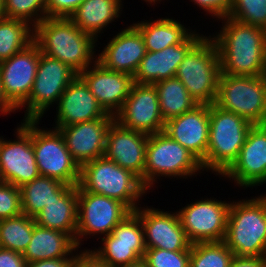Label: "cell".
<instances>
[{
  "mask_svg": "<svg viewBox=\"0 0 266 267\" xmlns=\"http://www.w3.org/2000/svg\"><path fill=\"white\" fill-rule=\"evenodd\" d=\"M212 39L218 49L221 73L259 76L266 61V30L225 17Z\"/></svg>",
  "mask_w": 266,
  "mask_h": 267,
  "instance_id": "obj_1",
  "label": "cell"
},
{
  "mask_svg": "<svg viewBox=\"0 0 266 267\" xmlns=\"http://www.w3.org/2000/svg\"><path fill=\"white\" fill-rule=\"evenodd\" d=\"M34 42L41 53L63 62L78 75L97 62V39L80 30L70 18L46 17L34 27Z\"/></svg>",
  "mask_w": 266,
  "mask_h": 267,
  "instance_id": "obj_2",
  "label": "cell"
},
{
  "mask_svg": "<svg viewBox=\"0 0 266 267\" xmlns=\"http://www.w3.org/2000/svg\"><path fill=\"white\" fill-rule=\"evenodd\" d=\"M223 242L234 256L266 257V194L231 202Z\"/></svg>",
  "mask_w": 266,
  "mask_h": 267,
  "instance_id": "obj_3",
  "label": "cell"
},
{
  "mask_svg": "<svg viewBox=\"0 0 266 267\" xmlns=\"http://www.w3.org/2000/svg\"><path fill=\"white\" fill-rule=\"evenodd\" d=\"M78 185L86 192L101 194L122 202L131 212L141 205V197L148 192L137 175L105 156L80 167Z\"/></svg>",
  "mask_w": 266,
  "mask_h": 267,
  "instance_id": "obj_4",
  "label": "cell"
},
{
  "mask_svg": "<svg viewBox=\"0 0 266 267\" xmlns=\"http://www.w3.org/2000/svg\"><path fill=\"white\" fill-rule=\"evenodd\" d=\"M209 121L206 158L201 165L203 172L211 170L222 175L237 159L253 124L235 113L219 108L215 103L209 105Z\"/></svg>",
  "mask_w": 266,
  "mask_h": 267,
  "instance_id": "obj_5",
  "label": "cell"
},
{
  "mask_svg": "<svg viewBox=\"0 0 266 267\" xmlns=\"http://www.w3.org/2000/svg\"><path fill=\"white\" fill-rule=\"evenodd\" d=\"M221 64L218 49L211 35L203 36L179 64L175 77L198 104L215 103Z\"/></svg>",
  "mask_w": 266,
  "mask_h": 267,
  "instance_id": "obj_6",
  "label": "cell"
},
{
  "mask_svg": "<svg viewBox=\"0 0 266 267\" xmlns=\"http://www.w3.org/2000/svg\"><path fill=\"white\" fill-rule=\"evenodd\" d=\"M201 162L179 142L166 133L149 135L146 144V164L144 168V187L153 188L161 177L188 178L203 173ZM188 176V177H187Z\"/></svg>",
  "mask_w": 266,
  "mask_h": 267,
  "instance_id": "obj_7",
  "label": "cell"
},
{
  "mask_svg": "<svg viewBox=\"0 0 266 267\" xmlns=\"http://www.w3.org/2000/svg\"><path fill=\"white\" fill-rule=\"evenodd\" d=\"M215 104L253 125L266 124V89L259 76L221 74Z\"/></svg>",
  "mask_w": 266,
  "mask_h": 267,
  "instance_id": "obj_8",
  "label": "cell"
},
{
  "mask_svg": "<svg viewBox=\"0 0 266 267\" xmlns=\"http://www.w3.org/2000/svg\"><path fill=\"white\" fill-rule=\"evenodd\" d=\"M40 120H31V138L35 160L41 176L77 186L80 180V166L67 149L58 129H40Z\"/></svg>",
  "mask_w": 266,
  "mask_h": 267,
  "instance_id": "obj_9",
  "label": "cell"
},
{
  "mask_svg": "<svg viewBox=\"0 0 266 267\" xmlns=\"http://www.w3.org/2000/svg\"><path fill=\"white\" fill-rule=\"evenodd\" d=\"M77 76L68 65L44 55L39 49V65L32 91L17 109L26 108L23 120H41L51 105H57L62 93Z\"/></svg>",
  "mask_w": 266,
  "mask_h": 267,
  "instance_id": "obj_10",
  "label": "cell"
},
{
  "mask_svg": "<svg viewBox=\"0 0 266 267\" xmlns=\"http://www.w3.org/2000/svg\"><path fill=\"white\" fill-rule=\"evenodd\" d=\"M130 213L122 202L101 194L86 192L78 185V220L75 236L77 247L80 248L84 241L82 239L86 236L88 238L100 234L104 237L111 234Z\"/></svg>",
  "mask_w": 266,
  "mask_h": 267,
  "instance_id": "obj_11",
  "label": "cell"
},
{
  "mask_svg": "<svg viewBox=\"0 0 266 267\" xmlns=\"http://www.w3.org/2000/svg\"><path fill=\"white\" fill-rule=\"evenodd\" d=\"M231 201L214 197L196 200L177 210L182 228L193 243L222 242L225 238Z\"/></svg>",
  "mask_w": 266,
  "mask_h": 267,
  "instance_id": "obj_12",
  "label": "cell"
},
{
  "mask_svg": "<svg viewBox=\"0 0 266 267\" xmlns=\"http://www.w3.org/2000/svg\"><path fill=\"white\" fill-rule=\"evenodd\" d=\"M15 140L0 138V180L18 188L40 176L31 138V120H22Z\"/></svg>",
  "mask_w": 266,
  "mask_h": 267,
  "instance_id": "obj_13",
  "label": "cell"
},
{
  "mask_svg": "<svg viewBox=\"0 0 266 267\" xmlns=\"http://www.w3.org/2000/svg\"><path fill=\"white\" fill-rule=\"evenodd\" d=\"M102 246L92 250L111 267H119L144 257L146 247L140 217L133 211L111 232L101 237Z\"/></svg>",
  "mask_w": 266,
  "mask_h": 267,
  "instance_id": "obj_14",
  "label": "cell"
},
{
  "mask_svg": "<svg viewBox=\"0 0 266 267\" xmlns=\"http://www.w3.org/2000/svg\"><path fill=\"white\" fill-rule=\"evenodd\" d=\"M114 119L124 128L147 135L162 132L165 121L155 86L134 83L130 95L114 115Z\"/></svg>",
  "mask_w": 266,
  "mask_h": 267,
  "instance_id": "obj_15",
  "label": "cell"
},
{
  "mask_svg": "<svg viewBox=\"0 0 266 267\" xmlns=\"http://www.w3.org/2000/svg\"><path fill=\"white\" fill-rule=\"evenodd\" d=\"M222 176L243 188L266 183V124L250 128L237 159Z\"/></svg>",
  "mask_w": 266,
  "mask_h": 267,
  "instance_id": "obj_16",
  "label": "cell"
},
{
  "mask_svg": "<svg viewBox=\"0 0 266 267\" xmlns=\"http://www.w3.org/2000/svg\"><path fill=\"white\" fill-rule=\"evenodd\" d=\"M38 65L39 46L35 42L0 62L3 94L16 109L29 98Z\"/></svg>",
  "mask_w": 266,
  "mask_h": 267,
  "instance_id": "obj_17",
  "label": "cell"
},
{
  "mask_svg": "<svg viewBox=\"0 0 266 267\" xmlns=\"http://www.w3.org/2000/svg\"><path fill=\"white\" fill-rule=\"evenodd\" d=\"M141 220L146 248L169 251H191V242L182 228L177 212L138 207L134 211Z\"/></svg>",
  "mask_w": 266,
  "mask_h": 267,
  "instance_id": "obj_18",
  "label": "cell"
},
{
  "mask_svg": "<svg viewBox=\"0 0 266 267\" xmlns=\"http://www.w3.org/2000/svg\"><path fill=\"white\" fill-rule=\"evenodd\" d=\"M115 121L112 114L97 120L76 123L58 129L73 159L83 164L104 156L107 132Z\"/></svg>",
  "mask_w": 266,
  "mask_h": 267,
  "instance_id": "obj_19",
  "label": "cell"
},
{
  "mask_svg": "<svg viewBox=\"0 0 266 267\" xmlns=\"http://www.w3.org/2000/svg\"><path fill=\"white\" fill-rule=\"evenodd\" d=\"M149 135L122 127L114 121L107 132L104 156L137 175L144 185L146 144Z\"/></svg>",
  "mask_w": 266,
  "mask_h": 267,
  "instance_id": "obj_20",
  "label": "cell"
},
{
  "mask_svg": "<svg viewBox=\"0 0 266 267\" xmlns=\"http://www.w3.org/2000/svg\"><path fill=\"white\" fill-rule=\"evenodd\" d=\"M79 76L102 108L113 116L122 108L134 84L132 75L107 70L99 62L89 66Z\"/></svg>",
  "mask_w": 266,
  "mask_h": 267,
  "instance_id": "obj_21",
  "label": "cell"
},
{
  "mask_svg": "<svg viewBox=\"0 0 266 267\" xmlns=\"http://www.w3.org/2000/svg\"><path fill=\"white\" fill-rule=\"evenodd\" d=\"M209 127V105L198 104L191 111L165 122L163 132L202 162L206 158Z\"/></svg>",
  "mask_w": 266,
  "mask_h": 267,
  "instance_id": "obj_22",
  "label": "cell"
},
{
  "mask_svg": "<svg viewBox=\"0 0 266 267\" xmlns=\"http://www.w3.org/2000/svg\"><path fill=\"white\" fill-rule=\"evenodd\" d=\"M57 105L55 127L52 128L97 120L108 114L79 75L67 86Z\"/></svg>",
  "mask_w": 266,
  "mask_h": 267,
  "instance_id": "obj_23",
  "label": "cell"
},
{
  "mask_svg": "<svg viewBox=\"0 0 266 267\" xmlns=\"http://www.w3.org/2000/svg\"><path fill=\"white\" fill-rule=\"evenodd\" d=\"M145 54L143 37L140 31L131 24L112 37L97 56V62L107 70L134 76Z\"/></svg>",
  "mask_w": 266,
  "mask_h": 267,
  "instance_id": "obj_24",
  "label": "cell"
},
{
  "mask_svg": "<svg viewBox=\"0 0 266 267\" xmlns=\"http://www.w3.org/2000/svg\"><path fill=\"white\" fill-rule=\"evenodd\" d=\"M203 36L194 30L181 44L167 47L162 51H146L133 76L134 83L153 85L158 81L174 78L179 64Z\"/></svg>",
  "mask_w": 266,
  "mask_h": 267,
  "instance_id": "obj_25",
  "label": "cell"
},
{
  "mask_svg": "<svg viewBox=\"0 0 266 267\" xmlns=\"http://www.w3.org/2000/svg\"><path fill=\"white\" fill-rule=\"evenodd\" d=\"M78 220V185H66L34 217L37 225L69 234L74 240Z\"/></svg>",
  "mask_w": 266,
  "mask_h": 267,
  "instance_id": "obj_26",
  "label": "cell"
},
{
  "mask_svg": "<svg viewBox=\"0 0 266 267\" xmlns=\"http://www.w3.org/2000/svg\"><path fill=\"white\" fill-rule=\"evenodd\" d=\"M76 250L78 252L75 240L69 234L35 224L31 241L23 256L29 263L54 258H73Z\"/></svg>",
  "mask_w": 266,
  "mask_h": 267,
  "instance_id": "obj_27",
  "label": "cell"
},
{
  "mask_svg": "<svg viewBox=\"0 0 266 267\" xmlns=\"http://www.w3.org/2000/svg\"><path fill=\"white\" fill-rule=\"evenodd\" d=\"M122 5V0H85L70 19L80 30L98 40L103 29L120 17Z\"/></svg>",
  "mask_w": 266,
  "mask_h": 267,
  "instance_id": "obj_28",
  "label": "cell"
},
{
  "mask_svg": "<svg viewBox=\"0 0 266 267\" xmlns=\"http://www.w3.org/2000/svg\"><path fill=\"white\" fill-rule=\"evenodd\" d=\"M133 25L140 31L146 51L156 52L183 43L193 31L185 28L181 22L170 18H160L153 22H135ZM190 31V32H189Z\"/></svg>",
  "mask_w": 266,
  "mask_h": 267,
  "instance_id": "obj_29",
  "label": "cell"
},
{
  "mask_svg": "<svg viewBox=\"0 0 266 267\" xmlns=\"http://www.w3.org/2000/svg\"><path fill=\"white\" fill-rule=\"evenodd\" d=\"M153 85L157 90L160 111L165 122L191 111L198 105L176 77L158 81Z\"/></svg>",
  "mask_w": 266,
  "mask_h": 267,
  "instance_id": "obj_30",
  "label": "cell"
},
{
  "mask_svg": "<svg viewBox=\"0 0 266 267\" xmlns=\"http://www.w3.org/2000/svg\"><path fill=\"white\" fill-rule=\"evenodd\" d=\"M65 186L61 181L41 175L23 185L20 187L23 214L34 218Z\"/></svg>",
  "mask_w": 266,
  "mask_h": 267,
  "instance_id": "obj_31",
  "label": "cell"
},
{
  "mask_svg": "<svg viewBox=\"0 0 266 267\" xmlns=\"http://www.w3.org/2000/svg\"><path fill=\"white\" fill-rule=\"evenodd\" d=\"M34 42V27L25 21L0 19V62L11 58L16 53Z\"/></svg>",
  "mask_w": 266,
  "mask_h": 267,
  "instance_id": "obj_32",
  "label": "cell"
},
{
  "mask_svg": "<svg viewBox=\"0 0 266 267\" xmlns=\"http://www.w3.org/2000/svg\"><path fill=\"white\" fill-rule=\"evenodd\" d=\"M35 224L34 218L25 214L0 220V247L23 254Z\"/></svg>",
  "mask_w": 266,
  "mask_h": 267,
  "instance_id": "obj_33",
  "label": "cell"
},
{
  "mask_svg": "<svg viewBox=\"0 0 266 267\" xmlns=\"http://www.w3.org/2000/svg\"><path fill=\"white\" fill-rule=\"evenodd\" d=\"M234 254L222 242L191 244L189 267H229Z\"/></svg>",
  "mask_w": 266,
  "mask_h": 267,
  "instance_id": "obj_34",
  "label": "cell"
},
{
  "mask_svg": "<svg viewBox=\"0 0 266 267\" xmlns=\"http://www.w3.org/2000/svg\"><path fill=\"white\" fill-rule=\"evenodd\" d=\"M4 14L35 27L46 18V0H4Z\"/></svg>",
  "mask_w": 266,
  "mask_h": 267,
  "instance_id": "obj_35",
  "label": "cell"
},
{
  "mask_svg": "<svg viewBox=\"0 0 266 267\" xmlns=\"http://www.w3.org/2000/svg\"><path fill=\"white\" fill-rule=\"evenodd\" d=\"M229 17L266 30V0H237Z\"/></svg>",
  "mask_w": 266,
  "mask_h": 267,
  "instance_id": "obj_36",
  "label": "cell"
},
{
  "mask_svg": "<svg viewBox=\"0 0 266 267\" xmlns=\"http://www.w3.org/2000/svg\"><path fill=\"white\" fill-rule=\"evenodd\" d=\"M143 258L148 267H189L190 265V251L146 248Z\"/></svg>",
  "mask_w": 266,
  "mask_h": 267,
  "instance_id": "obj_37",
  "label": "cell"
},
{
  "mask_svg": "<svg viewBox=\"0 0 266 267\" xmlns=\"http://www.w3.org/2000/svg\"><path fill=\"white\" fill-rule=\"evenodd\" d=\"M23 214L20 188L0 180V220Z\"/></svg>",
  "mask_w": 266,
  "mask_h": 267,
  "instance_id": "obj_38",
  "label": "cell"
},
{
  "mask_svg": "<svg viewBox=\"0 0 266 267\" xmlns=\"http://www.w3.org/2000/svg\"><path fill=\"white\" fill-rule=\"evenodd\" d=\"M85 0H46V17L70 18Z\"/></svg>",
  "mask_w": 266,
  "mask_h": 267,
  "instance_id": "obj_39",
  "label": "cell"
},
{
  "mask_svg": "<svg viewBox=\"0 0 266 267\" xmlns=\"http://www.w3.org/2000/svg\"><path fill=\"white\" fill-rule=\"evenodd\" d=\"M191 2L218 20L228 17L232 9L231 0H191Z\"/></svg>",
  "mask_w": 266,
  "mask_h": 267,
  "instance_id": "obj_40",
  "label": "cell"
},
{
  "mask_svg": "<svg viewBox=\"0 0 266 267\" xmlns=\"http://www.w3.org/2000/svg\"><path fill=\"white\" fill-rule=\"evenodd\" d=\"M71 267H111L102 261L92 249H85L75 253Z\"/></svg>",
  "mask_w": 266,
  "mask_h": 267,
  "instance_id": "obj_41",
  "label": "cell"
},
{
  "mask_svg": "<svg viewBox=\"0 0 266 267\" xmlns=\"http://www.w3.org/2000/svg\"><path fill=\"white\" fill-rule=\"evenodd\" d=\"M22 253L0 247V267H26Z\"/></svg>",
  "mask_w": 266,
  "mask_h": 267,
  "instance_id": "obj_42",
  "label": "cell"
},
{
  "mask_svg": "<svg viewBox=\"0 0 266 267\" xmlns=\"http://www.w3.org/2000/svg\"><path fill=\"white\" fill-rule=\"evenodd\" d=\"M229 267H266V257L234 256Z\"/></svg>",
  "mask_w": 266,
  "mask_h": 267,
  "instance_id": "obj_43",
  "label": "cell"
},
{
  "mask_svg": "<svg viewBox=\"0 0 266 267\" xmlns=\"http://www.w3.org/2000/svg\"><path fill=\"white\" fill-rule=\"evenodd\" d=\"M73 258H54L27 263L26 267H71Z\"/></svg>",
  "mask_w": 266,
  "mask_h": 267,
  "instance_id": "obj_44",
  "label": "cell"
},
{
  "mask_svg": "<svg viewBox=\"0 0 266 267\" xmlns=\"http://www.w3.org/2000/svg\"><path fill=\"white\" fill-rule=\"evenodd\" d=\"M16 110L17 109L7 100V98L3 94L0 77V114L8 115L11 112L14 113Z\"/></svg>",
  "mask_w": 266,
  "mask_h": 267,
  "instance_id": "obj_45",
  "label": "cell"
},
{
  "mask_svg": "<svg viewBox=\"0 0 266 267\" xmlns=\"http://www.w3.org/2000/svg\"><path fill=\"white\" fill-rule=\"evenodd\" d=\"M119 267H148V265H147L144 258H140L134 262H131V263L126 264V265H121Z\"/></svg>",
  "mask_w": 266,
  "mask_h": 267,
  "instance_id": "obj_46",
  "label": "cell"
},
{
  "mask_svg": "<svg viewBox=\"0 0 266 267\" xmlns=\"http://www.w3.org/2000/svg\"><path fill=\"white\" fill-rule=\"evenodd\" d=\"M259 77L261 78L262 82H263V85L266 89V61L263 65V68L261 69V72H260V75Z\"/></svg>",
  "mask_w": 266,
  "mask_h": 267,
  "instance_id": "obj_47",
  "label": "cell"
},
{
  "mask_svg": "<svg viewBox=\"0 0 266 267\" xmlns=\"http://www.w3.org/2000/svg\"><path fill=\"white\" fill-rule=\"evenodd\" d=\"M5 14H4V0H0V19L4 18Z\"/></svg>",
  "mask_w": 266,
  "mask_h": 267,
  "instance_id": "obj_48",
  "label": "cell"
},
{
  "mask_svg": "<svg viewBox=\"0 0 266 267\" xmlns=\"http://www.w3.org/2000/svg\"><path fill=\"white\" fill-rule=\"evenodd\" d=\"M143 1H145L146 3L148 2V4H155V2H161L162 0H143Z\"/></svg>",
  "mask_w": 266,
  "mask_h": 267,
  "instance_id": "obj_49",
  "label": "cell"
},
{
  "mask_svg": "<svg viewBox=\"0 0 266 267\" xmlns=\"http://www.w3.org/2000/svg\"><path fill=\"white\" fill-rule=\"evenodd\" d=\"M237 0H231V2H232V5L236 2Z\"/></svg>",
  "mask_w": 266,
  "mask_h": 267,
  "instance_id": "obj_50",
  "label": "cell"
}]
</instances>
